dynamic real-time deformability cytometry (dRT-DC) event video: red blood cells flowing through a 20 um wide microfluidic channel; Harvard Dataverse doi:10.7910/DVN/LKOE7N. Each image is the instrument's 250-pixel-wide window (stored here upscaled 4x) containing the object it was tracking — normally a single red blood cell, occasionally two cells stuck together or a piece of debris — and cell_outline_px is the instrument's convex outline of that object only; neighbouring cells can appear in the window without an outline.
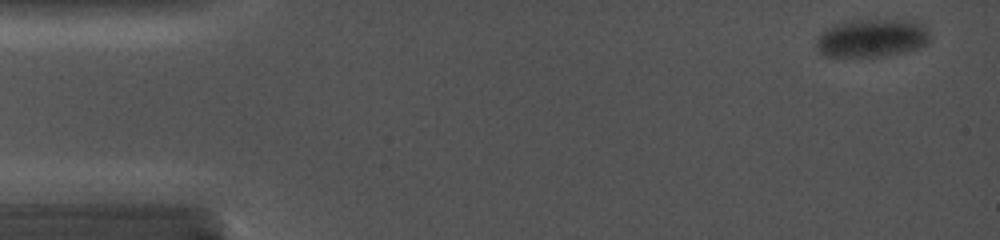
{"species": "common noctule bat (a hibernating species)", "species_latin": "Nyctalus noctula", "temperature_condition": "cold", "stored_images_in_passage": 10, "camera_frame_rate_fps": 5000, "um_per_image_px": 0.085, "animal": {"sex": "female", "body_mass_g": 19.0, "forearm_length_mm": 56.7}, "frame": {"image": 1, "passage_image": 2, "time_ms": 0.4, "image_size_px": [1000, 240], "cell_outline_px": [[932, 40], [916, 48], [904, 52], [880, 56], [824, 56], [820, 52], [816, 44], [816, 40], [820, 32], [836, 24], [852, 20], [916, 20], [928, 32]], "centroid_in_image_um": [74.1, 3.23], "position_along_channel_um": 10.9, "area_um2": 25.03}}